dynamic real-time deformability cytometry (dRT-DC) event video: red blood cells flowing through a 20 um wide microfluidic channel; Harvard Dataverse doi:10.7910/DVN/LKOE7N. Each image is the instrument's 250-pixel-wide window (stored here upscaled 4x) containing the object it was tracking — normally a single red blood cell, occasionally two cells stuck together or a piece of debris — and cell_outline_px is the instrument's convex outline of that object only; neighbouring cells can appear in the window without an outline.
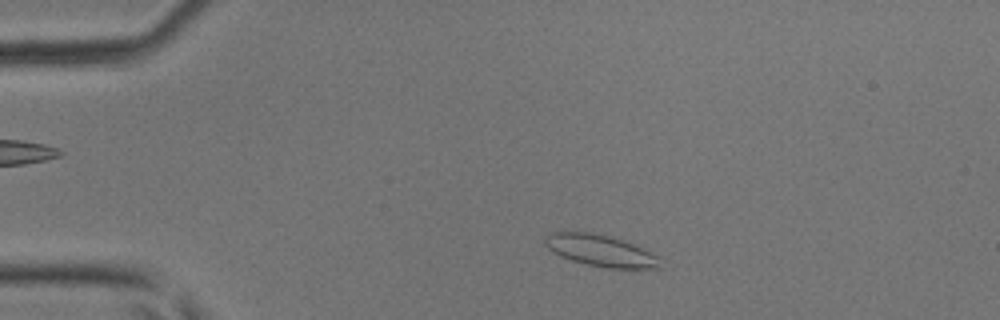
{"species": "common noctule bat (a hibernating species)", "species_latin": "Nyctalus noctula", "temperature_condition": "room temperature", "stored_images_in_passage": 29, "camera_frame_rate_fps": 3000, "um_per_image_px": 0.085, "animal": {"sex": "male", "body_mass_g": 17.9, "forearm_length_mm": 54.2}, "frame": {"image": 1, "passage_image": 1, "time_ms": 0.0, "image_size_px": [1000, 320], "cell_outline_px": [[664, 268], [604, 268], [572, 260], [560, 256], [552, 252], [544, 244], [544, 236], [548, 232], [592, 232], [624, 240], [656, 256]], "centroid_in_image_um": [50.98, 21.3], "position_along_channel_um": 34.0, "area_um2": 21.04}}
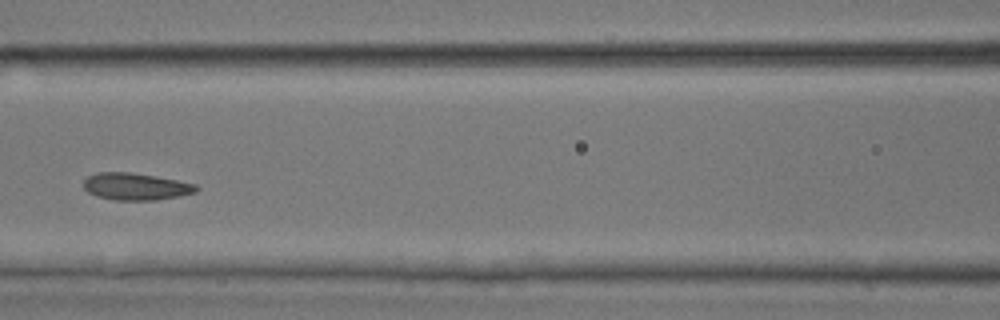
{"frame": {"image": 2, "passage_image": 13, "time_ms": 4.0, "image_size_px": [1000, 320], "cell_outline_px": [[200, 188], [196, 192], [156, 200], [116, 200], [96, 196], [88, 192], [84, 188], [84, 180], [88, 176], [96, 172], [132, 172], [176, 180], [196, 184]], "centroid_in_image_um": [11.52, 15.85], "position_along_channel_um": 155.1, "area_um2": 17.69}}
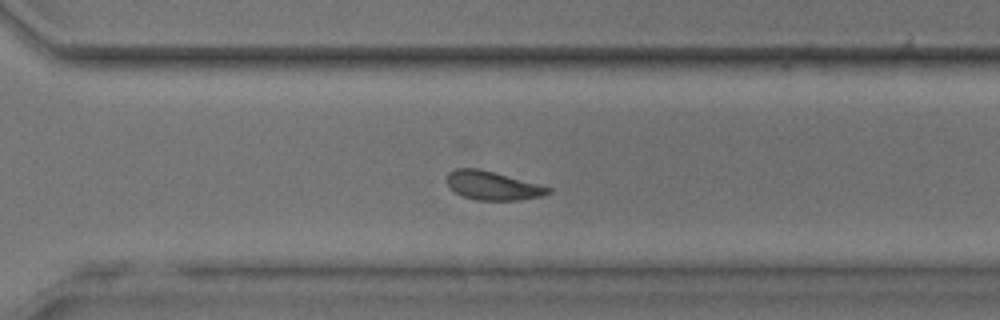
{"frame": {"image": 3, "passage_image": 25, "time_ms": 8.0, "image_size_px": [1000, 320], "cell_outline_px": [[552, 192], [544, 196], [520, 200], [476, 200], [464, 196], [456, 192], [444, 180], [448, 172], [456, 168], [476, 168], [492, 172], [552, 188]], "centroid_in_image_um": [41.86, 15.78], "position_along_channel_um": 328.7, "area_um2": 16.76}}